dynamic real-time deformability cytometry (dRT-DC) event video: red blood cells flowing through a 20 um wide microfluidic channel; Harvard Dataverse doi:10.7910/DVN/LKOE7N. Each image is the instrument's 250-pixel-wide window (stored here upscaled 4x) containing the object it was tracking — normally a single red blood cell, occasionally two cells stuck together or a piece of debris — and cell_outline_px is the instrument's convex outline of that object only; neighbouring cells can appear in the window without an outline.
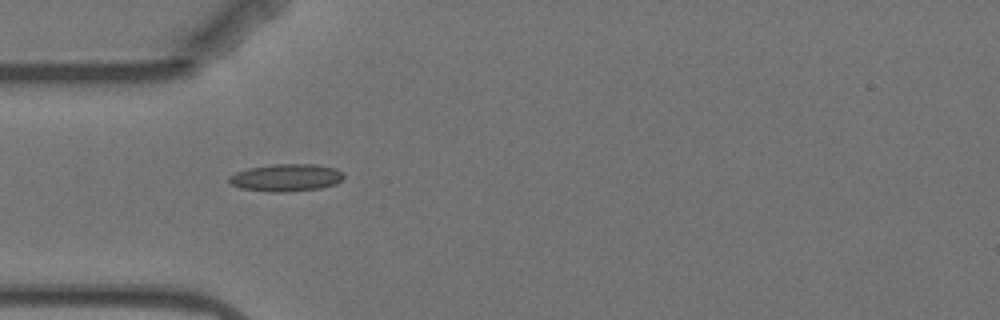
{"species": "Egyptian fruit bat (a non-hibernating species)", "species_latin": "Rousettus aegyptiacus", "temperature_condition": "warm", "stored_images_in_passage": 6, "camera_frame_rate_fps": 3000, "um_per_image_px": 0.085, "animal": {"sex": "female"}, "frame": {"image": 1, "passage_image": 4, "time_ms": 4.0, "image_size_px": [1000, 320], "cell_outline_px": [[344, 180], [336, 184], [320, 188], [284, 192], [272, 192], [240, 188], [232, 184], [228, 180], [228, 176], [236, 172], [248, 168], [272, 164], [316, 164], [336, 168], [344, 172]], "centroid_in_image_um": [24.36, 15.09], "position_along_channel_um": 60.6, "area_um2": 18.5}}
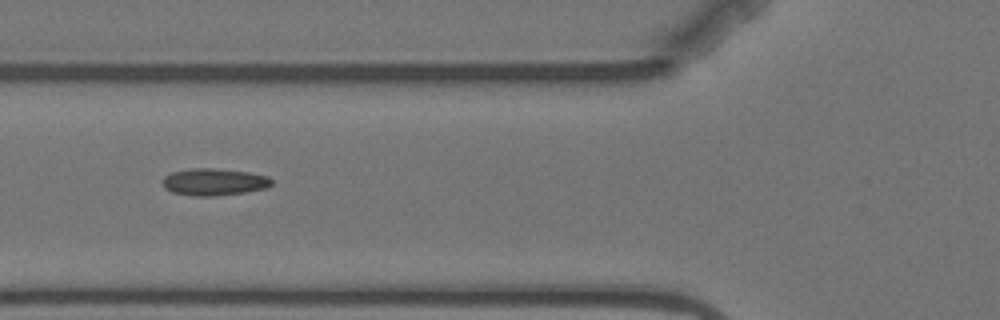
{"frame": {"image": 2, "passage_image": 5, "time_ms": 5.333, "image_size_px": [1000, 320], "cell_outline_px": [[272, 184], [264, 188], [244, 192], [212, 196], [192, 196], [172, 192], [164, 188], [160, 180], [164, 176], [172, 172], [192, 168], [212, 168], [248, 172], [268, 176], [272, 180]], "centroid_in_image_um": [18.13, 15.46], "position_along_channel_um": 107.7, "area_um2": 17.17}}
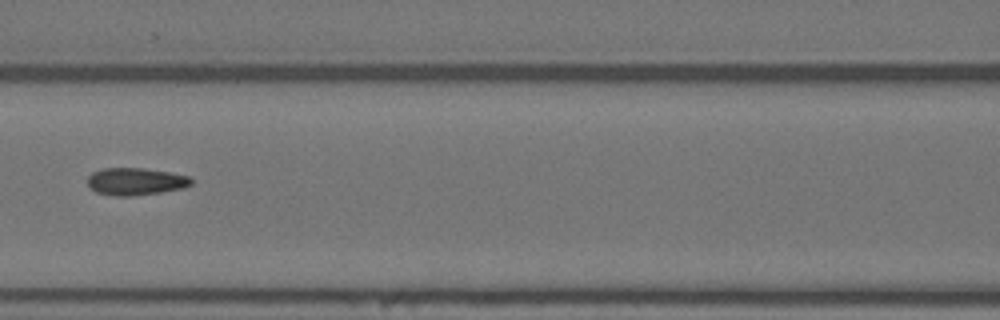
{"frame": {"image": 3, "passage_image": 6, "time_ms": 6.667, "image_size_px": [1000, 320], "cell_outline_px": [[192, 184], [184, 188], [160, 192], [132, 196], [116, 196], [96, 192], [88, 184], [88, 176], [92, 172], [104, 168], [144, 168], [168, 172], [188, 176], [192, 180]], "centroid_in_image_um": [11.52, 15.42], "position_along_channel_um": 155.1, "area_um2": 16.42}}